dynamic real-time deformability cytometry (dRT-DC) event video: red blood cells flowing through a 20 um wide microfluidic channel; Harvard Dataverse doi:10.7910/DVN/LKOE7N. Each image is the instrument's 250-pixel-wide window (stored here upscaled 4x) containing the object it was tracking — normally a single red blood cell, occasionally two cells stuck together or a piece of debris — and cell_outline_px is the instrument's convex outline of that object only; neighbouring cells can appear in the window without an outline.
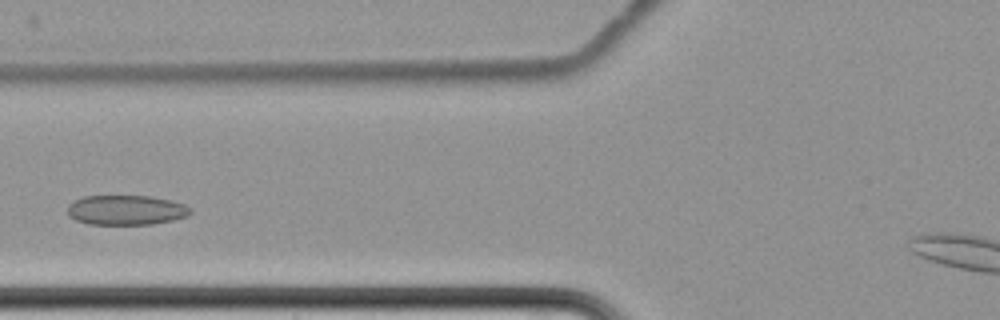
{"species": "common noctule bat (a hibernating species)", "species_latin": "Nyctalus noctula", "temperature_condition": "cold", "stored_images_in_passage": 12, "camera_frame_rate_fps": 3000, "um_per_image_px": 0.085, "animal": {"sex": "female", "body_mass_g": 22.7, "forearm_length_mm": 54.2}, "frame": {"image": 1, "passage_image": 3, "time_ms": 3.333, "image_size_px": [1000, 320], "cell_outline_px": [[192, 212], [188, 216], [172, 220], [152, 224], [88, 224], [76, 220], [68, 216], [68, 204], [84, 196], [152, 196], [172, 200], [184, 204], [192, 208]], "centroid_in_image_um": [10.74, 17.85], "position_along_channel_um": 115.1, "area_um2": 21.44}}
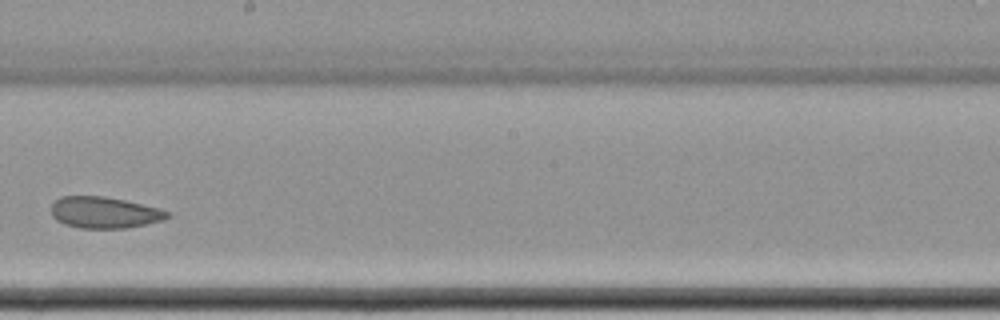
{"frame": {"image": 2, "passage_image": 6, "time_ms": 7.0, "image_size_px": [1000, 320], "cell_outline_px": [[168, 216], [160, 220], [144, 224], [124, 228], [80, 228], [64, 224], [56, 220], [52, 216], [52, 204], [60, 196], [104, 196], [124, 200], [160, 208], [168, 212]], "centroid_in_image_um": [8.82, 18.05], "position_along_channel_um": 239.4, "area_um2": 20.98}}
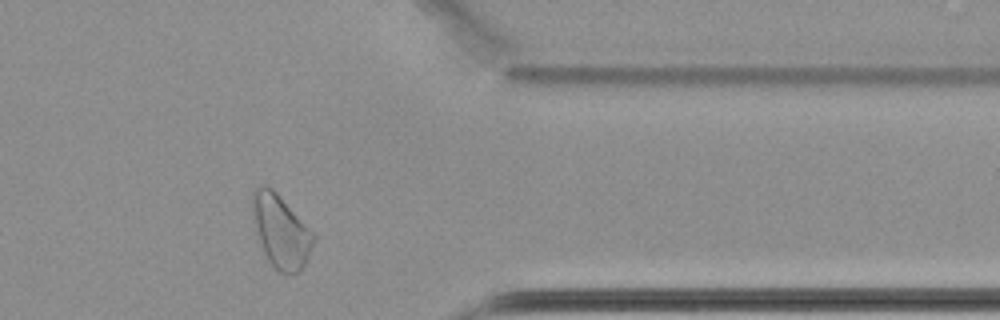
{"frame": {"image": 3, "passage_image": 10, "time_ms": 11.667, "image_size_px": [1000, 320], "cell_outline_px": [[316, 240], [300, 272], [280, 272], [268, 260], [264, 252], [260, 240], [252, 208], [252, 192], [260, 184], [264, 184], [272, 188], [276, 192], [316, 236]], "centroid_in_image_um": [23.89, 19.63], "position_along_channel_um": 387.5, "area_um2": 25.14}, "authors_computed_cell_mechanics": {"area_um2": 21.964, "velocity_mm_per_s": 3.4008, "shape_relaxation_time_tau1_ms": 5.2197, "shape_relaxation_time_tau2_ms": 1.8465, "deformation_change_tau1": 0.0755, "deformation_change_tau2": 0.0535}}